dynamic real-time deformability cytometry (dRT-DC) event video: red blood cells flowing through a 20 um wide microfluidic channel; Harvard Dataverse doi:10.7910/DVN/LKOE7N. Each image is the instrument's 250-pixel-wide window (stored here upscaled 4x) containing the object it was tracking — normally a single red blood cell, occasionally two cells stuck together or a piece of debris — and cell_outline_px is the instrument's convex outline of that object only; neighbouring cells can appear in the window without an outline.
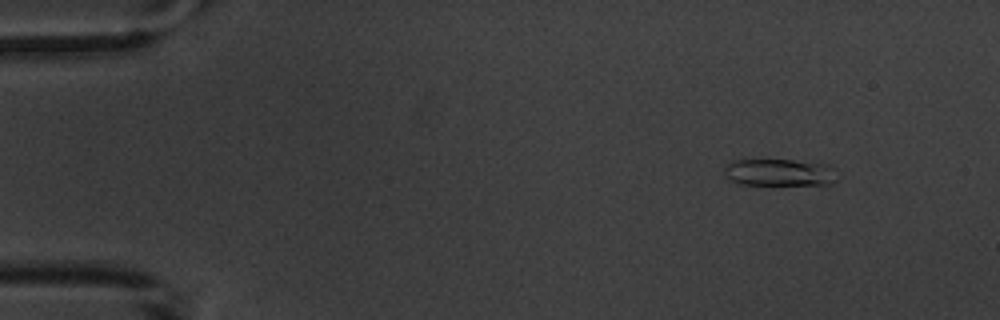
{"species": "common noctule bat (a hibernating species)", "species_latin": "Nyctalus noctula", "temperature_condition": "warm", "stored_images_in_passage": 5, "camera_frame_rate_fps": 3000, "um_per_image_px": 0.085, "animal": {"sex": "male", "body_mass_g": 20.1, "forearm_length_mm": 53.5}, "frame": {"image": 1, "passage_image": 2, "time_ms": 1.0, "image_size_px": [1000, 320], "cell_outline_px": [[840, 172], [836, 180], [828, 184], [740, 184], [728, 180], [724, 176], [724, 168], [732, 160], [792, 160], [828, 164], [836, 168]], "centroid_in_image_um": [66.29, 14.65], "position_along_channel_um": 18.7, "area_um2": 18.03}}